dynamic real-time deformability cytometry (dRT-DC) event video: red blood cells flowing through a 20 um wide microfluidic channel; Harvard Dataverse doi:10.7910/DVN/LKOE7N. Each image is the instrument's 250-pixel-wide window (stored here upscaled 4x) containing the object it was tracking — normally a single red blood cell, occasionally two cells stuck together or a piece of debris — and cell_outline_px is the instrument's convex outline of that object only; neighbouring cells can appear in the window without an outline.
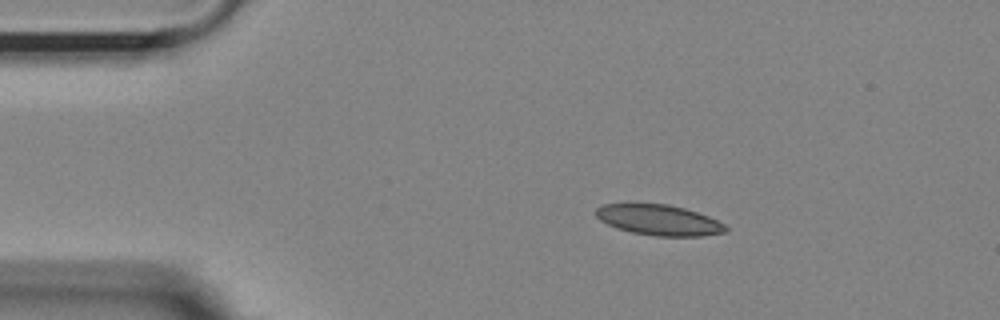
{"species": "Egyptian fruit bat (a non-hibernating species)", "species_latin": "Rousettus aegyptiacus", "temperature_condition": "room temperature", "stored_images_in_passage": 45, "camera_frame_rate_fps": 3000, "um_per_image_px": 0.085, "animal": {"sex": "female"}, "frame": {"image": 1, "passage_image": 8, "time_ms": 2.333, "image_size_px": [1000, 320], "cell_outline_px": [[728, 232], [700, 236], [656, 236], [632, 232], [616, 228], [600, 220], [596, 216], [596, 208], [604, 204], [668, 204], [684, 208], [708, 216], [724, 224], [728, 228]], "centroid_in_image_um": [56.02, 18.71], "position_along_channel_um": 29.0, "area_um2": 22.95}}
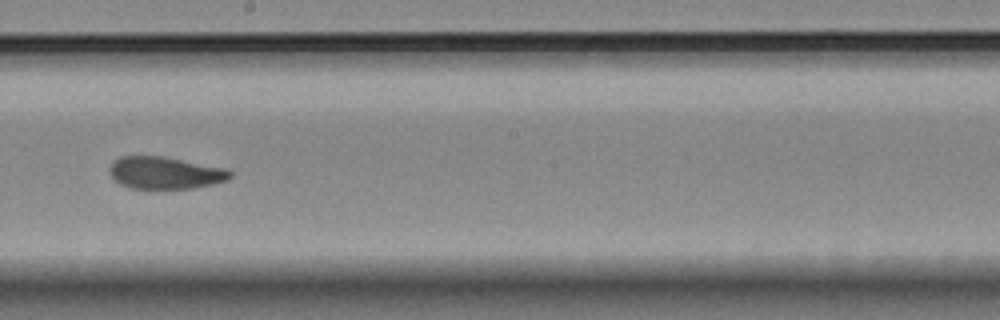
{"frame": {"image": 2, "passage_image": 29, "time_ms": 9.333, "image_size_px": [1000, 320], "cell_outline_px": [[232, 176], [228, 180], [212, 184], [192, 188], [128, 188], [120, 184], [108, 172], [108, 168], [112, 160], [120, 156], [164, 156], [224, 168], [232, 172]], "centroid_in_image_um": [13.99, 14.68], "position_along_channel_um": 234.2, "area_um2": 22.66}}
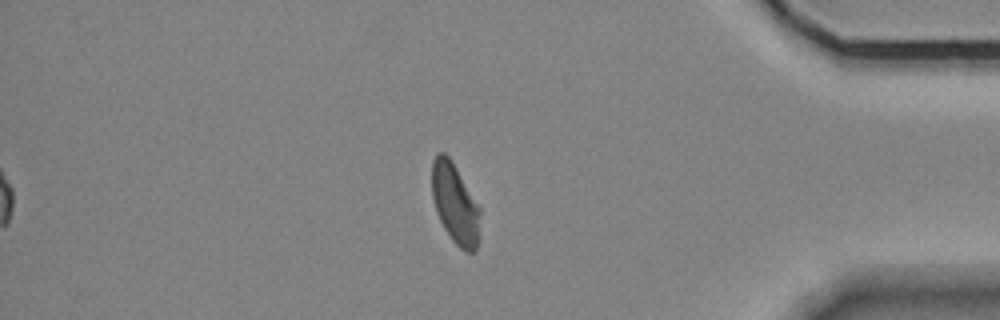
{"frame": {"image": 3, "passage_image": 45, "time_ms": 14.667, "image_size_px": [1000, 320], "cell_outline_px": [[480, 240], [476, 248], [472, 252], [468, 252], [460, 248], [452, 240], [444, 228], [436, 212], [432, 196], [432, 160], [436, 152], [444, 152], [448, 156], [480, 208]], "centroid_in_image_um": [38.68, 17.34], "position_along_channel_um": 396.5, "area_um2": 22.43}, "authors_computed_cell_mechanics": {"area_um2": 23.2356, "velocity_mm_per_s": 3.6368, "shape_relaxation_time_tau1_ms": null, "shape_relaxation_time_tau2_ms": 2.5147, "deformation_change_tau1": null, "deformation_change_tau2": 0.0719}}